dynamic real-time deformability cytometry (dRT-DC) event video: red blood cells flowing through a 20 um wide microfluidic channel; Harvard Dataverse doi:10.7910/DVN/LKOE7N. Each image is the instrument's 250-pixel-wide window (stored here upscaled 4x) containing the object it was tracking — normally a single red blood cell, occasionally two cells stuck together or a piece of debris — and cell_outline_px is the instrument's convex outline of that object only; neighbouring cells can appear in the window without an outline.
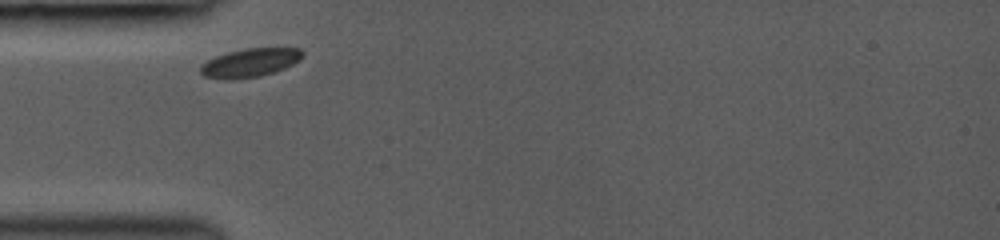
{"species": "common noctule bat (a hibernating species)", "species_latin": "Nyctalus noctula", "temperature_condition": "room temperature", "stored_images_in_passage": 9, "camera_frame_rate_fps": 3000, "um_per_image_px": 0.085, "animal": {"sex": "female", "body_mass_g": 19.0, "forearm_length_mm": 53.3}, "frame": {"image": 1, "passage_image": 1, "time_ms": 0.0, "image_size_px": [1000, 240], "cell_outline_px": [[304, 56], [300, 60], [284, 68], [260, 76], [232, 80], [224, 80], [204, 76], [200, 72], [200, 64], [216, 56], [228, 52], [244, 48], [300, 48], [304, 52]], "centroid_in_image_um": [21.24, 5.33], "position_along_channel_um": 63.8, "area_um2": 17.11}}
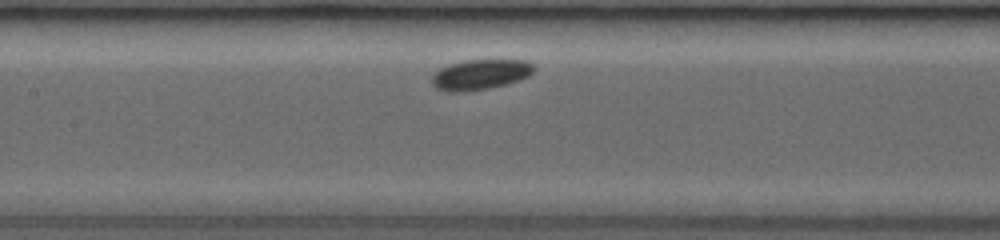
{"frame": {"image": 2, "passage_image": 7, "time_ms": 2.667, "image_size_px": [1000, 240], "cell_outline_px": [[536, 68], [528, 76], [520, 80], [508, 84], [488, 88], [464, 92], [448, 92], [436, 88], [432, 84], [432, 76], [440, 68], [448, 64], [464, 60], [524, 60], [532, 64]], "centroid_in_image_um": [40.81, 6.34], "position_along_channel_um": 166.6, "area_um2": 18.09}}
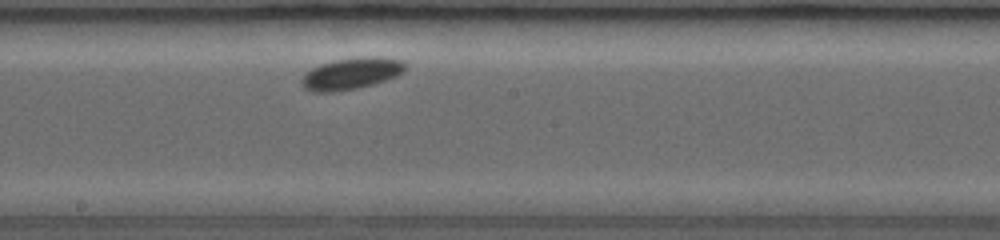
{"frame": {"image": 3, "passage_image": 9, "time_ms": 4.0, "image_size_px": [1000, 240], "cell_outline_px": [[408, 68], [404, 72], [396, 76], [372, 84], [356, 88], [332, 92], [312, 92], [304, 88], [300, 80], [312, 68], [320, 64], [336, 60], [368, 56], [376, 56], [400, 60], [408, 64]], "centroid_in_image_um": [29.89, 6.25], "position_along_channel_um": 218.3, "area_um2": 18.96}}